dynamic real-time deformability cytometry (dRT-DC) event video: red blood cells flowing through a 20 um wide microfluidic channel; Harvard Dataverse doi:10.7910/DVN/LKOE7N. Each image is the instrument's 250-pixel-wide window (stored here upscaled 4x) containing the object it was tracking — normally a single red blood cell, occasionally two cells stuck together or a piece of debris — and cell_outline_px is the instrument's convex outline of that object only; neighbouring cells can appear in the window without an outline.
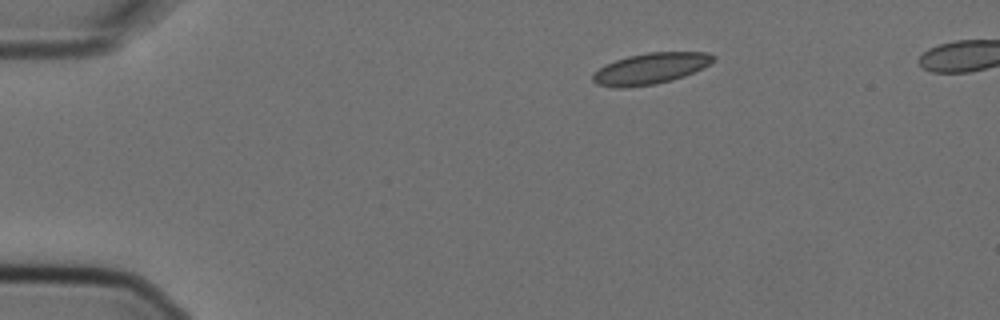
{"species": "Egyptian fruit bat (a non-hibernating species)", "species_latin": "Rousettus aegyptiacus", "temperature_condition": "cold", "stored_images_in_passage": 3, "camera_frame_rate_fps": 3000, "um_per_image_px": 0.085, "animal": {"sex": "female"}, "frame": {"image": 1, "passage_image": 3, "time_ms": 0.667, "image_size_px": [1000, 320], "cell_outline_px": [[716, 60], [704, 68], [684, 76], [672, 80], [656, 84], [624, 88], [612, 88], [596, 84], [592, 80], [592, 72], [604, 64], [628, 56], [648, 52], [708, 52], [716, 56]], "centroid_in_image_um": [55.28, 5.83], "position_along_channel_um": 29.7, "area_um2": 22.25}}